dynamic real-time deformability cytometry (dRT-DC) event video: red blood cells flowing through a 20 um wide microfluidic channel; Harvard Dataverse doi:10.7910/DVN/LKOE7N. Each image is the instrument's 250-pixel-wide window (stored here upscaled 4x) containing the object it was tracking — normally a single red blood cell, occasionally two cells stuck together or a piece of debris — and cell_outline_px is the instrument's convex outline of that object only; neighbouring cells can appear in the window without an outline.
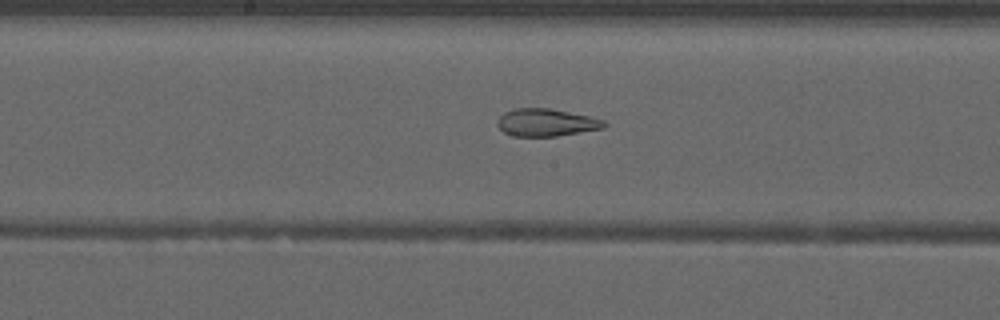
{"species": "common noctule bat (a hibernating species)", "species_latin": "Nyctalus noctula", "temperature_condition": "warm", "stored_images_in_passage": 52, "camera_frame_rate_fps": 3000, "um_per_image_px": 0.085, "animal": {"sex": "male", "forearm_length_mm": 52.5}, "frame": {"image": 1, "passage_image": 28, "time_ms": 9.0, "image_size_px": [1000, 320], "cell_outline_px": [[608, 124], [604, 128], [556, 136], [512, 136], [504, 132], [496, 124], [496, 120], [504, 112], [512, 108], [548, 108], [588, 116], [604, 120]], "centroid_in_image_um": [46.39, 10.41], "position_along_channel_um": 201.8, "area_um2": 17.11}}
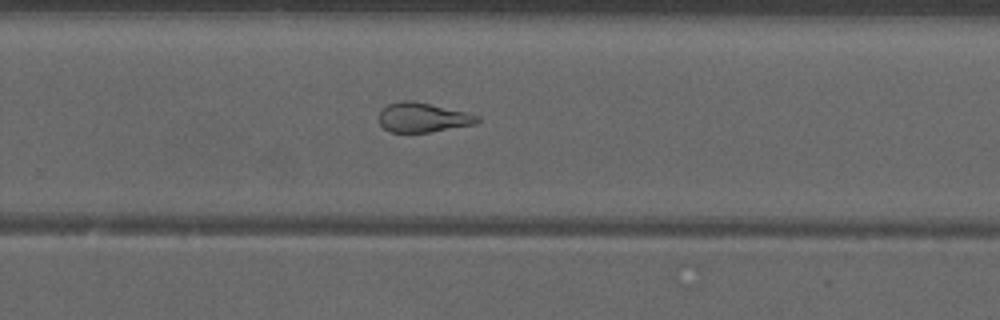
{"frame": {"image": 2, "passage_image": 35, "time_ms": 11.333, "image_size_px": [1000, 320], "cell_outline_px": [[480, 120], [476, 124], [428, 132], [388, 132], [380, 124], [380, 112], [388, 104], [400, 100], [412, 100], [464, 112], [480, 116]], "centroid_in_image_um": [35.93, 9.99], "position_along_channel_um": 293.9, "area_um2": 16.7}}
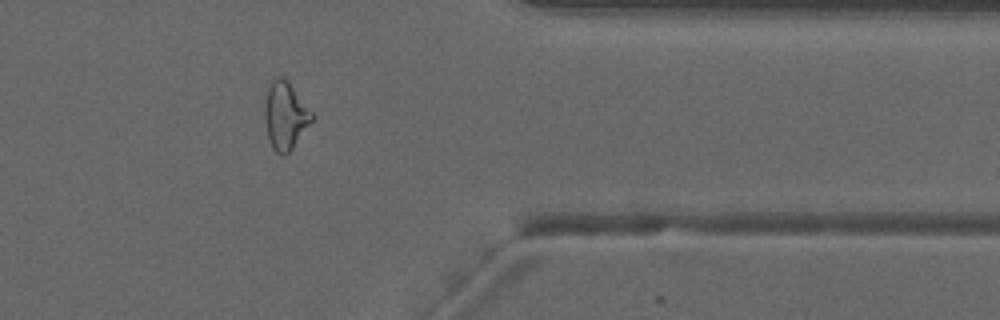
{"frame": {"image": 3, "passage_image": 43, "time_ms": 14.0, "image_size_px": [1000, 320], "cell_outline_px": [[316, 116], [292, 148], [284, 156], [276, 152], [272, 148], [268, 140], [264, 116], [264, 108], [268, 88], [272, 80], [276, 76], [284, 76], [288, 80]], "centroid_in_image_um": [24.25, 9.81], "position_along_channel_um": 387.1, "area_um2": 18.79}, "authors_computed_cell_mechanics": {"area_um2": 21.2415, "velocity_mm_per_s": 3.9731, "shape_relaxation_time_tau1_ms": null, "shape_relaxation_time_tau2_ms": 1.9435, "deformation_change_tau1": null, "deformation_change_tau2": 0.1197}}